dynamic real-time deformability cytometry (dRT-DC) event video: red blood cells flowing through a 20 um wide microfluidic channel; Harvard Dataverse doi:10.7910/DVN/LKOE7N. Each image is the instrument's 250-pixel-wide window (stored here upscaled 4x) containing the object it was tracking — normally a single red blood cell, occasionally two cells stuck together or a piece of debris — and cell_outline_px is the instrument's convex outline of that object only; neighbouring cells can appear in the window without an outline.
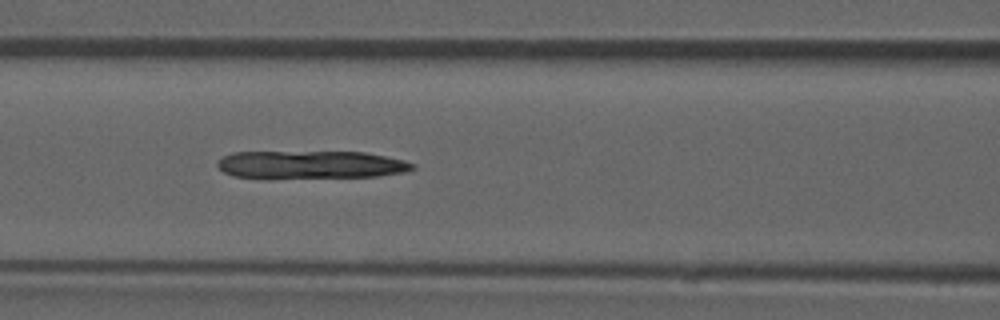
{"species": "common noctule bat (a hibernating species)", "species_latin": "Nyctalus noctula", "temperature_condition": "room temperature", "stored_images_in_passage": 40, "camera_frame_rate_fps": 3000, "um_per_image_px": 0.085, "animal": {"sex": "male", "forearm_length_mm": 52.5}, "frame": {"image": 1, "passage_image": 12, "time_ms": 3.667, "image_size_px": [1000, 320], "cell_outline_px": [[416, 168], [404, 172], [376, 176], [232, 176], [224, 172], [216, 164], [216, 160], [232, 152], [364, 152], [404, 160], [416, 164]], "centroid_in_image_um": [26.44, 13.96], "position_along_channel_um": 140.2, "area_um2": 30.69}}